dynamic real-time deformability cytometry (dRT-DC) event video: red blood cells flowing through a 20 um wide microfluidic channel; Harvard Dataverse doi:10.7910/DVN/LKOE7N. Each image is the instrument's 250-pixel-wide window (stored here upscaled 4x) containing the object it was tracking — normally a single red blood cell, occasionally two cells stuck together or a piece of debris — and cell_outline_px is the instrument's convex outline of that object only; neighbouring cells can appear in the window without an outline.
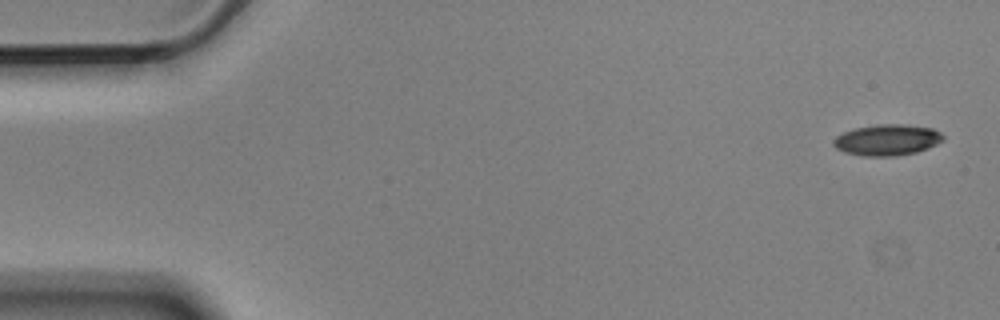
{"species": "Egyptian fruit bat (a non-hibernating species)", "species_latin": "Rousettus aegyptiacus", "temperature_condition": "cold", "stored_images_in_passage": 4, "camera_frame_rate_fps": 3000, "um_per_image_px": 0.085, "animal": {"sex": "male"}, "frame": {"image": 1, "passage_image": 1, "time_ms": 0.0, "image_size_px": [1000, 320], "cell_outline_px": [[944, 140], [928, 148], [916, 152], [896, 156], [864, 156], [844, 152], [836, 148], [832, 144], [832, 140], [836, 136], [844, 132], [856, 128], [876, 124], [900, 124], [932, 128], [940, 132], [944, 136]], "centroid_in_image_um": [75.4, 11.9], "position_along_channel_um": 9.6, "area_um2": 19.88}}
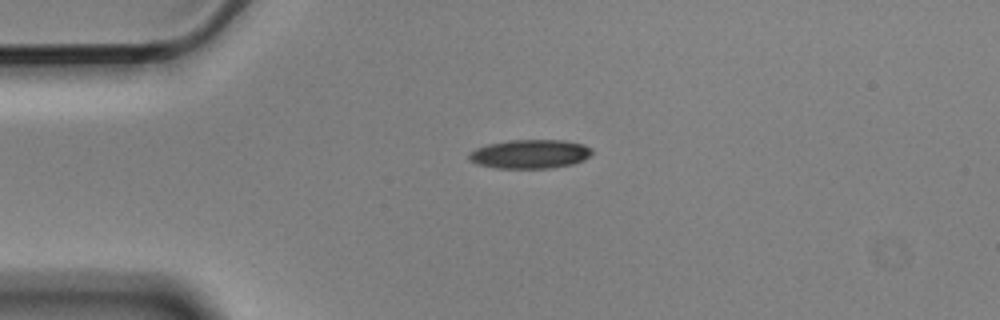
{"frame": {"image": 2, "passage_image": 4, "time_ms": 1.0, "image_size_px": [1000, 320], "cell_outline_px": [[592, 152], [584, 160], [572, 164], [552, 168], [496, 168], [476, 164], [468, 160], [468, 152], [476, 148], [488, 144], [508, 140], [564, 140], [584, 144], [592, 148]], "centroid_in_image_um": [45.02, 13.09], "position_along_channel_um": 40.0, "area_um2": 20.92}}